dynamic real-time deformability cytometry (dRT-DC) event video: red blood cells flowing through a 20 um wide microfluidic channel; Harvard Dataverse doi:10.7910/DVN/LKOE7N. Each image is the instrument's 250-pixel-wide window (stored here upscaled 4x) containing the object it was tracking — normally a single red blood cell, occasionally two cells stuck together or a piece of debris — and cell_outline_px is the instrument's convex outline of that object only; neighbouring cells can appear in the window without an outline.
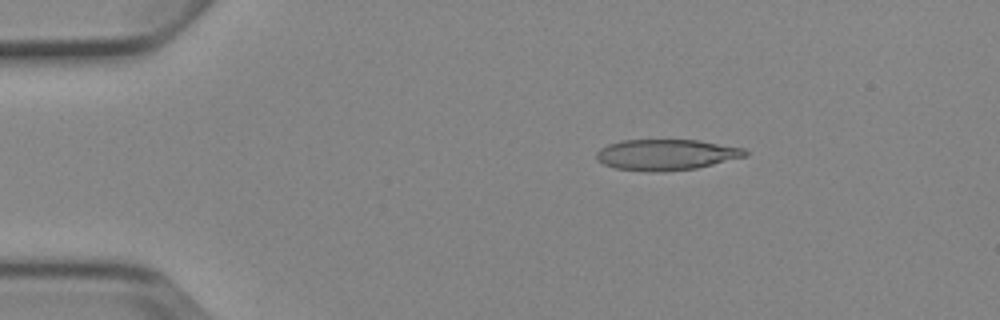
{"species": "Egyptian fruit bat (a non-hibernating species)", "species_latin": "Rousettus aegyptiacus", "temperature_condition": "cold", "stored_images_in_passage": 9, "camera_frame_rate_fps": 3000, "um_per_image_px": 0.085, "animal": {"sex": "female"}, "frame": {"image": 1, "passage_image": 3, "time_ms": 2.333, "image_size_px": [1000, 320], "cell_outline_px": [[748, 156], [696, 168], [664, 172], [616, 168], [604, 164], [596, 160], [596, 152], [600, 148], [608, 144], [620, 140], [696, 140], [744, 148], [748, 152]], "centroid_in_image_um": [56.63, 13.14], "position_along_channel_um": 28.4, "area_um2": 26.65}}
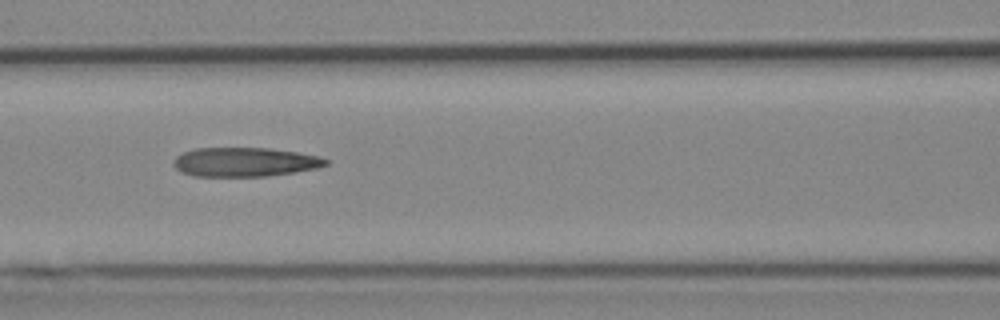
{"frame": {"image": 2, "passage_image": 7, "time_ms": 7.0, "image_size_px": [1000, 320], "cell_outline_px": [[332, 160], [328, 164], [316, 168], [296, 172], [268, 176], [192, 176], [180, 172], [172, 164], [172, 160], [176, 156], [184, 152], [196, 148], [268, 148], [296, 152], [320, 156]], "centroid_in_image_um": [20.81, 13.77], "position_along_channel_um": 145.8, "area_um2": 26.07}}
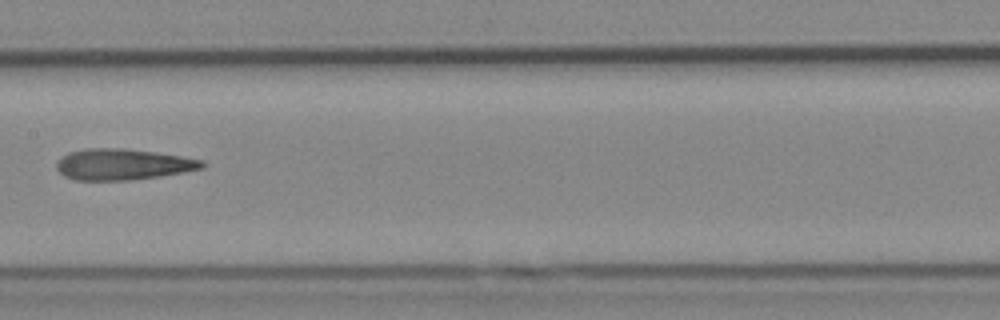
{"frame": {"image": 3, "passage_image": 8, "time_ms": 8.333, "image_size_px": [1000, 320], "cell_outline_px": [[204, 168], [184, 172], [160, 176], [128, 180], [76, 180], [64, 176], [56, 168], [56, 164], [68, 152], [84, 148], [124, 148], [156, 152], [204, 160]], "centroid_in_image_um": [10.44, 13.96], "position_along_channel_um": 197.0, "area_um2": 26.3}}